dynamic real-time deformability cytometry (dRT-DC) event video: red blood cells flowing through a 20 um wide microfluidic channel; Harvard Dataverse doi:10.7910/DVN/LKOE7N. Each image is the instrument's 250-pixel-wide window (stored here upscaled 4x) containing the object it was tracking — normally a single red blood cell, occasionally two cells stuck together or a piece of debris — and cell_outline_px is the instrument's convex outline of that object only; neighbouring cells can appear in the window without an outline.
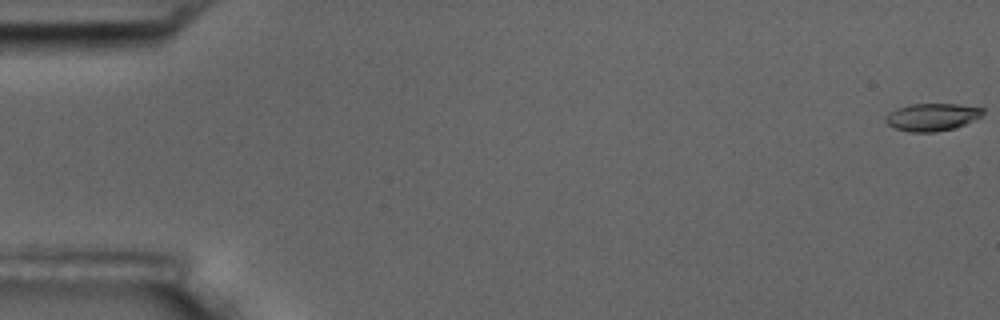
{"species": "common noctule bat (a hibernating species)", "species_latin": "Nyctalus noctula", "temperature_condition": "room temperature", "stored_images_in_passage": 6, "camera_frame_rate_fps": 3000, "um_per_image_px": 0.085, "animal": {"sex": "male", "body_mass_g": 17.5, "forearm_length_mm": 52.3}, "frame": {"image": 1, "passage_image": 1, "time_ms": 0.0, "image_size_px": [1000, 320], "cell_outline_px": [[984, 112], [980, 116], [956, 128], [936, 132], [912, 132], [892, 128], [884, 120], [884, 116], [888, 112], [896, 108], [908, 104], [956, 104], [984, 108]], "centroid_in_image_um": [79.16, 9.95], "position_along_channel_um": 5.8, "area_um2": 15.72}}
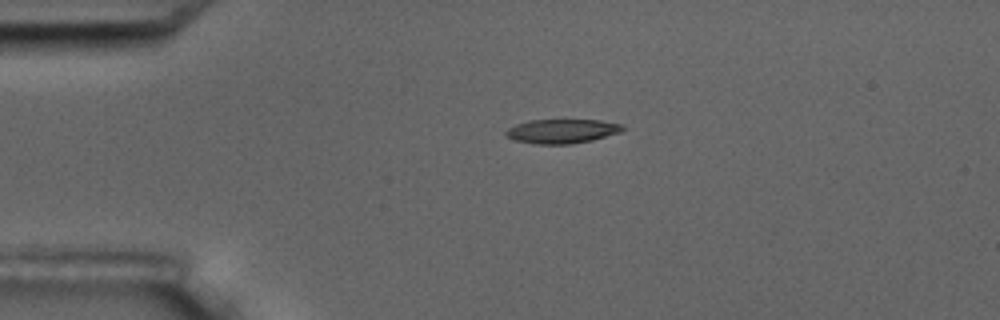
{"frame": {"image": 2, "passage_image": 4, "time_ms": 4.333, "image_size_px": [1000, 320], "cell_outline_px": [[628, 128], [620, 132], [592, 140], [568, 144], [536, 144], [516, 140], [508, 136], [504, 132], [508, 128], [516, 124], [528, 120], [600, 120], [624, 124]], "centroid_in_image_um": [47.82, 11.14], "position_along_channel_um": 37.2, "area_um2": 16.47}}
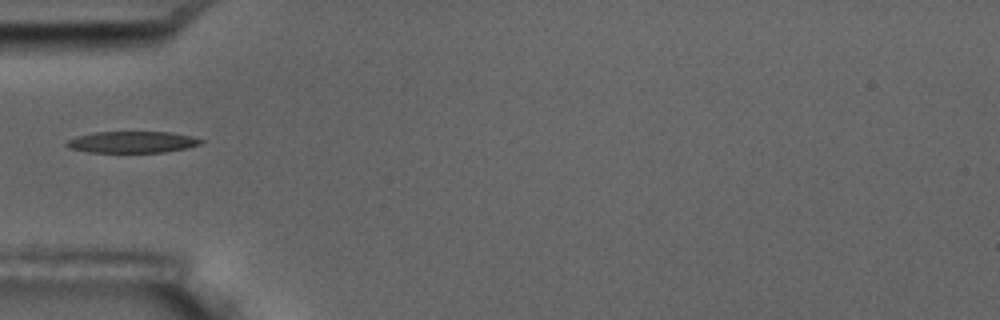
{"frame": {"image": 3, "passage_image": 6, "time_ms": 6.333, "image_size_px": [1000, 320], "cell_outline_px": [[204, 140], [200, 144], [184, 148], [164, 152], [88, 152], [68, 148], [64, 144], [68, 140], [76, 136], [92, 132], [172, 132], [192, 136]], "centroid_in_image_um": [11.19, 12.07], "position_along_channel_um": 73.8, "area_um2": 16.82}}